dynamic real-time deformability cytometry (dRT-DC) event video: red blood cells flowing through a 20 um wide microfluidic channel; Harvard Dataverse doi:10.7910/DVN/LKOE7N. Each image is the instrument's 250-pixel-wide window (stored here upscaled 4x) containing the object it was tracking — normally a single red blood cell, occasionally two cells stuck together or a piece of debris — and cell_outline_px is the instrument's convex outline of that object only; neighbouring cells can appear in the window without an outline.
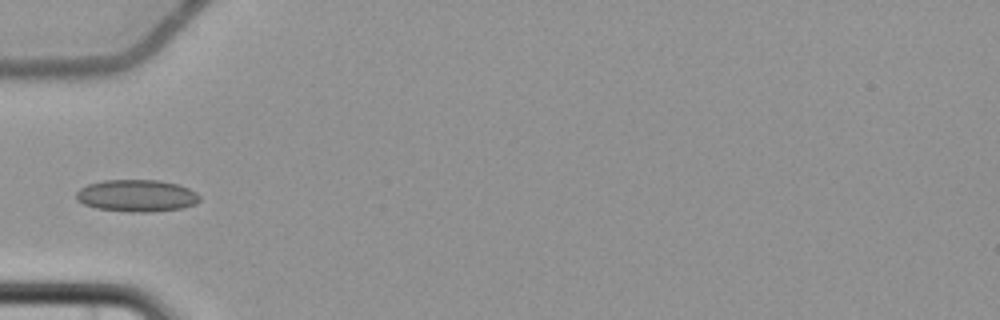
{"species": "common noctule bat (a hibernating species)", "species_latin": "Nyctalus noctula", "temperature_condition": "cold", "stored_images_in_passage": 3, "camera_frame_rate_fps": 3000, "um_per_image_px": 0.085, "animal": {"sex": "female", "body_mass_g": 22.7, "forearm_length_mm": 54.2}, "frame": {"image": 1, "passage_image": 3, "time_ms": 3.667, "image_size_px": [1000, 320], "cell_outline_px": [[200, 200], [196, 204], [184, 208], [152, 212], [132, 212], [96, 208], [84, 204], [76, 200], [76, 192], [80, 188], [88, 184], [104, 180], [160, 180], [176, 184], [188, 188], [196, 192], [200, 196]], "centroid_in_image_um": [11.63, 16.64], "position_along_channel_um": 73.4, "area_um2": 23.18}}